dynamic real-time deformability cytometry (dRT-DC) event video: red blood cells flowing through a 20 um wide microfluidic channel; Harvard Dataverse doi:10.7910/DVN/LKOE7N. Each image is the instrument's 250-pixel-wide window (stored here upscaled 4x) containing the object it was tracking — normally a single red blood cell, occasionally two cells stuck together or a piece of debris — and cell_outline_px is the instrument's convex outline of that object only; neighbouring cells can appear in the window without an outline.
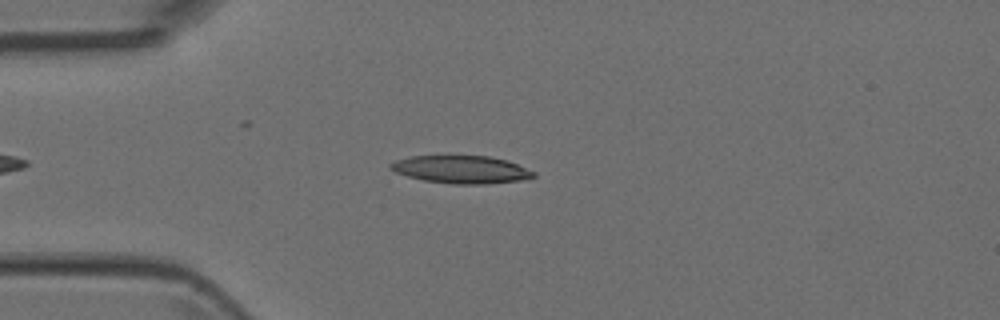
{"species": "Egyptian fruit bat (a non-hibernating species)", "species_latin": "Rousettus aegyptiacus", "temperature_condition": "room temperature", "stored_images_in_passage": 4, "camera_frame_rate_fps": 3000, "um_per_image_px": 0.085, "animal": {"sex": "female"}, "frame": {"image": 1, "passage_image": 4, "time_ms": 1.0, "image_size_px": [1000, 320], "cell_outline_px": [[536, 176], [520, 180], [488, 184], [452, 184], [424, 180], [408, 176], [396, 172], [388, 168], [388, 164], [396, 160], [412, 156], [488, 156], [508, 160], [536, 172]], "centroid_in_image_um": [39.22, 14.41], "position_along_channel_um": 45.8, "area_um2": 23.12}}